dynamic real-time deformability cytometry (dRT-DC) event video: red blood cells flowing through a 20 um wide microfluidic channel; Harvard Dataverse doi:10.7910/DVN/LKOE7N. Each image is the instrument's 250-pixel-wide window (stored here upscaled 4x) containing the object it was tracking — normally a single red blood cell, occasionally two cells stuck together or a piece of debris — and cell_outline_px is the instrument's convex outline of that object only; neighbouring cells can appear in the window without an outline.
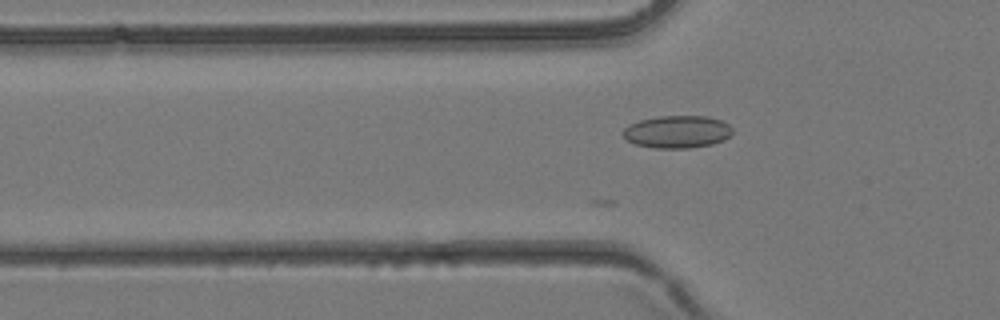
{"species": "common noctule bat (a hibernating species)", "species_latin": "Nyctalus noctula", "temperature_condition": "room temperature", "stored_images_in_passage": 41, "camera_frame_rate_fps": 3000, "um_per_image_px": 0.085, "animal": {"sex": "female", "body_mass_g": 24.6, "forearm_length_mm": 56.2}, "frame": {"image": 1, "passage_image": 14, "time_ms": 4.333, "image_size_px": [1000, 320], "cell_outline_px": [[732, 132], [724, 140], [712, 144], [688, 148], [656, 148], [636, 144], [628, 140], [620, 132], [628, 124], [640, 120], [660, 116], [708, 116], [720, 120], [728, 124], [732, 128]], "centroid_in_image_um": [57.55, 11.19], "position_along_channel_um": 68.3, "area_um2": 20.69}}
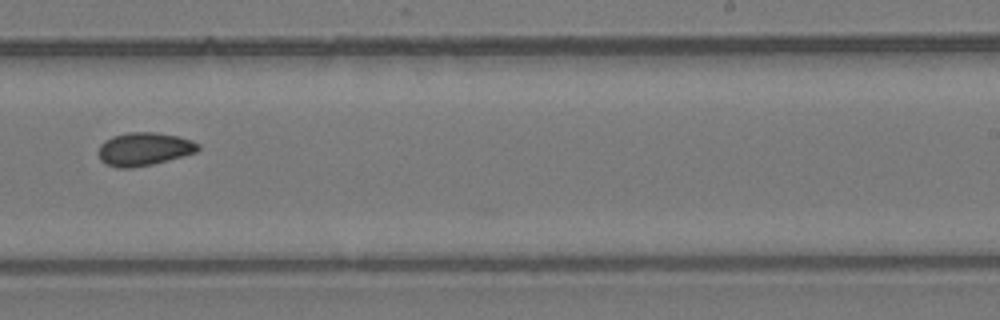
{"frame": {"image": 2, "passage_image": 26, "time_ms": 8.333, "image_size_px": [1000, 320], "cell_outline_px": [[200, 148], [196, 152], [168, 160], [152, 164], [132, 168], [120, 168], [104, 164], [100, 160], [96, 152], [100, 144], [104, 140], [112, 136], [128, 132], [156, 132], [176, 136], [192, 140], [200, 144]], "centroid_in_image_um": [12.2, 12.67], "position_along_channel_um": 276.8, "area_um2": 19.48}}
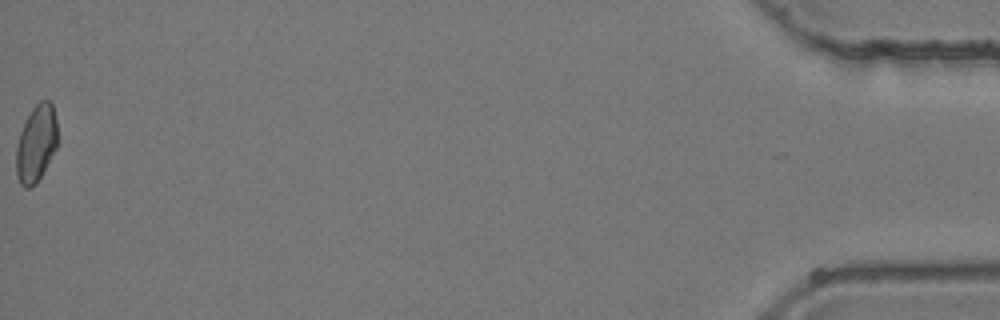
{"frame": {"image": 3, "passage_image": 41, "time_ms": 13.333, "image_size_px": [1000, 320], "cell_outline_px": [[56, 148], [36, 184], [28, 188], [24, 188], [20, 184], [16, 172], [16, 148], [20, 132], [32, 108], [40, 100], [52, 100], [56, 120]], "centroid_in_image_um": [3.07, 12.19], "position_along_channel_um": 432.1, "area_um2": 18.38}}